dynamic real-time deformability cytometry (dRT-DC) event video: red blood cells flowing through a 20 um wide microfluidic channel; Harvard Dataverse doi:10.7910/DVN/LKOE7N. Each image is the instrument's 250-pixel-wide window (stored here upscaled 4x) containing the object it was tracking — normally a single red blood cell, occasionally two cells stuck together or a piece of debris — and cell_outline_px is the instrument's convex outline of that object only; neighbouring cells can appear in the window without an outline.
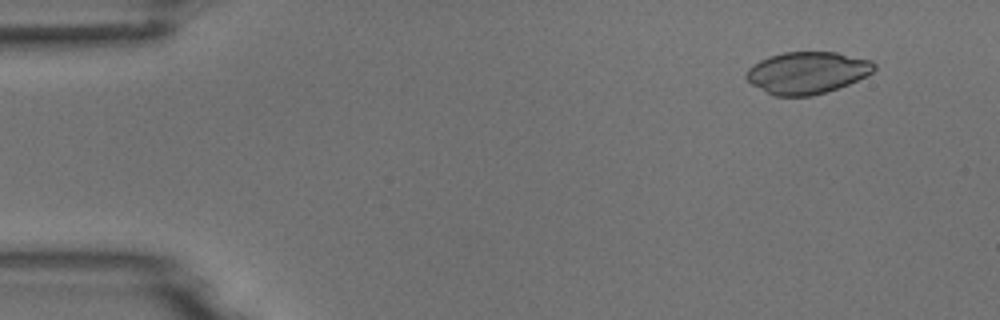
{"species": "common noctule bat (a hibernating species)", "species_latin": "Nyctalus noctula", "temperature_condition": "room temperature", "stored_images_in_passage": 5, "camera_frame_rate_fps": 3000, "um_per_image_px": 0.085, "animal": {"sex": "male", "body_mass_g": 18.8}, "frame": {"image": 1, "passage_image": 2, "time_ms": 1.333, "image_size_px": [1000, 320], "cell_outline_px": [[876, 68], [872, 72], [848, 84], [812, 96], [772, 96], [752, 84], [744, 76], [748, 68], [752, 64], [768, 56], [784, 52], [836, 52], [872, 60], [876, 64]], "centroid_in_image_um": [68.58, 6.17], "position_along_channel_um": 16.4, "area_um2": 31.27}}